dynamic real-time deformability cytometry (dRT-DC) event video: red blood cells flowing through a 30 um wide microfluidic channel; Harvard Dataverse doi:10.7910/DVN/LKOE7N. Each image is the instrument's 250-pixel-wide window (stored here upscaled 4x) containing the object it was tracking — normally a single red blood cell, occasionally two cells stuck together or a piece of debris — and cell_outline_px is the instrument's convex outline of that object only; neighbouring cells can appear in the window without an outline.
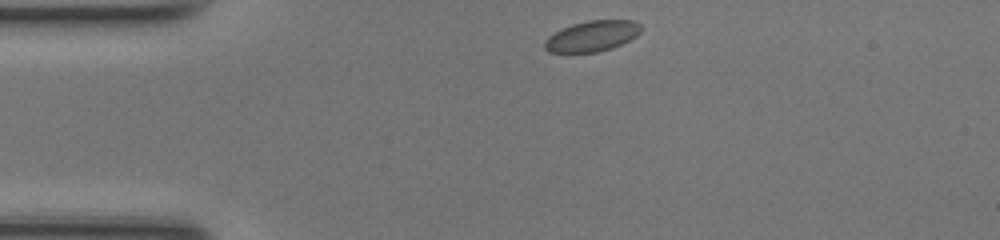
{"species": "common noctule bat (a hibernating species)", "species_latin": "Nyctalus noctula", "temperature_condition": "room temperature", "stored_images_in_passage": 40, "camera_frame_rate_fps": 3000, "um_per_image_px": 0.085, "animal": {"sex": "female", "body_mass_g": 17.0, "forearm_length_mm": 48.0}, "frame": {"image": 1, "passage_image": 1, "time_ms": 0.0, "image_size_px": [1000, 240], "cell_outline_px": [[640, 32], [636, 36], [612, 48], [596, 52], [548, 52], [544, 48], [544, 40], [548, 36], [572, 24], [588, 20], [632, 20], [640, 24]], "centroid_in_image_um": [50.31, 3.06], "position_along_channel_um": 34.7, "area_um2": 17.05}}
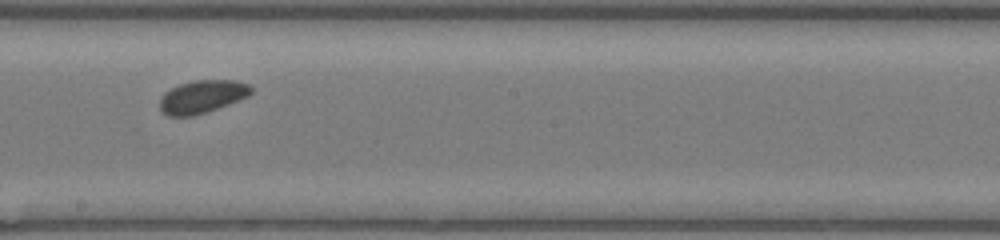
{"frame": {"image": 2, "passage_image": 18, "time_ms": 5.667, "image_size_px": [1000, 240], "cell_outline_px": [[252, 92], [248, 96], [228, 104], [192, 116], [168, 116], [160, 112], [160, 96], [164, 92], [180, 84], [196, 80], [236, 80], [252, 84]], "centroid_in_image_um": [17.18, 8.2], "position_along_channel_um": 231.0, "area_um2": 17.51}}
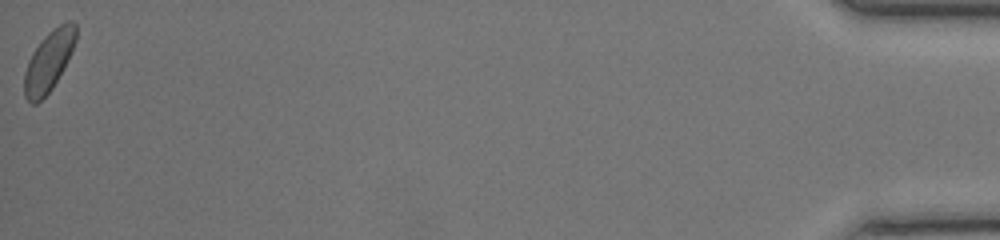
{"frame": {"image": 3, "passage_image": 40, "time_ms": 13.0, "image_size_px": [1000, 240], "cell_outline_px": [[76, 40], [68, 60], [52, 88], [36, 104], [32, 104], [24, 96], [24, 72], [28, 60], [32, 52], [44, 36], [48, 32], [60, 24], [68, 20], [72, 20], [76, 24]], "centroid_in_image_um": [4.14, 5.18], "position_along_channel_um": 431.1, "area_um2": 18.09}, "authors_computed_cell_mechanics": {"area_um2": 17.8024, "velocity_mm_per_s": 4.1802, "shape_relaxation_time_tau1_ms": null, "shape_relaxation_time_tau2_ms": 5.6012, "deformation_change_tau1": null, "deformation_change_tau2": 0.072}}